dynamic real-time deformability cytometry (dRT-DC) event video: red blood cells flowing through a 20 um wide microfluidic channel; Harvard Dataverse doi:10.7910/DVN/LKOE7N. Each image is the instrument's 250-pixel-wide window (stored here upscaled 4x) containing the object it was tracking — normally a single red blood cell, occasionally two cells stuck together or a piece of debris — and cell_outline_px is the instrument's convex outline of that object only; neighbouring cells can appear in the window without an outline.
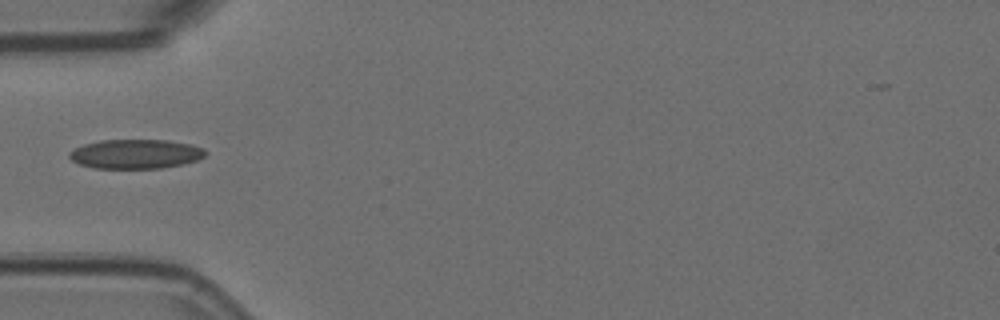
{"species": "Egyptian fruit bat (a non-hibernating species)", "species_latin": "Rousettus aegyptiacus", "temperature_condition": "room temperature", "stored_images_in_passage": 7, "camera_frame_rate_fps": 3000, "um_per_image_px": 0.085, "animal": {"sex": "female"}, "frame": {"image": 1, "passage_image": 2, "time_ms": 0.333, "image_size_px": [1000, 320], "cell_outline_px": [[208, 152], [204, 156], [196, 160], [184, 164], [160, 168], [92, 168], [80, 164], [72, 160], [68, 156], [68, 152], [84, 144], [100, 140], [168, 140], [192, 144], [204, 148]], "centroid_in_image_um": [11.55, 13.08], "position_along_channel_um": 73.5, "area_um2": 23.35}}
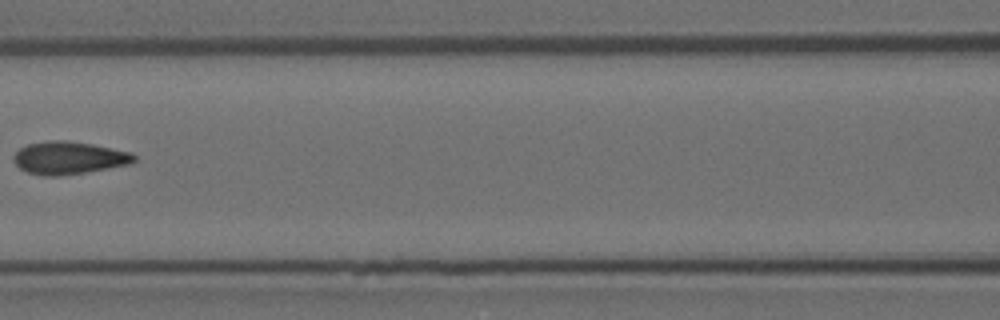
{"frame": {"image": 2, "passage_image": 4, "time_ms": 1.0, "image_size_px": [1000, 320], "cell_outline_px": [[136, 160], [128, 164], [108, 168], [84, 172], [56, 176], [44, 176], [28, 172], [20, 168], [12, 160], [12, 156], [20, 148], [28, 144], [52, 140], [64, 140], [92, 144], [132, 152], [136, 156]], "centroid_in_image_um": [5.84, 13.41], "position_along_channel_um": 160.8, "area_um2": 22.77}}
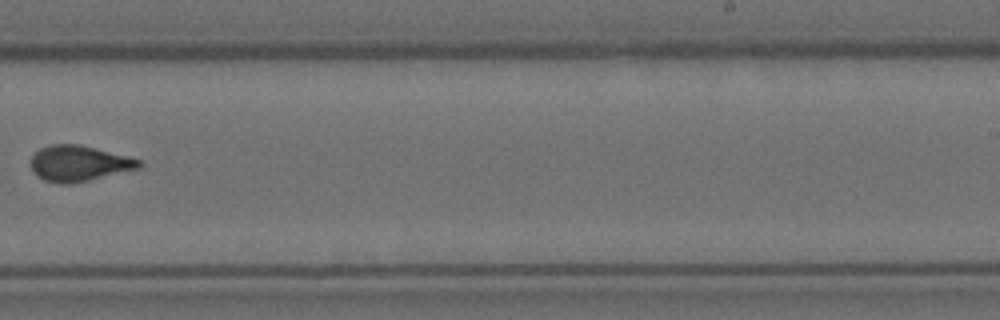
{"frame": {"image": 3, "passage_image": 7, "time_ms": 2.0, "image_size_px": [1000, 320], "cell_outline_px": [[144, 164], [140, 168], [72, 184], [60, 184], [44, 180], [36, 176], [32, 172], [32, 156], [40, 148], [52, 144], [80, 144], [140, 160]], "centroid_in_image_um": [6.69, 13.9], "position_along_channel_um": 282.3, "area_um2": 22.43}}